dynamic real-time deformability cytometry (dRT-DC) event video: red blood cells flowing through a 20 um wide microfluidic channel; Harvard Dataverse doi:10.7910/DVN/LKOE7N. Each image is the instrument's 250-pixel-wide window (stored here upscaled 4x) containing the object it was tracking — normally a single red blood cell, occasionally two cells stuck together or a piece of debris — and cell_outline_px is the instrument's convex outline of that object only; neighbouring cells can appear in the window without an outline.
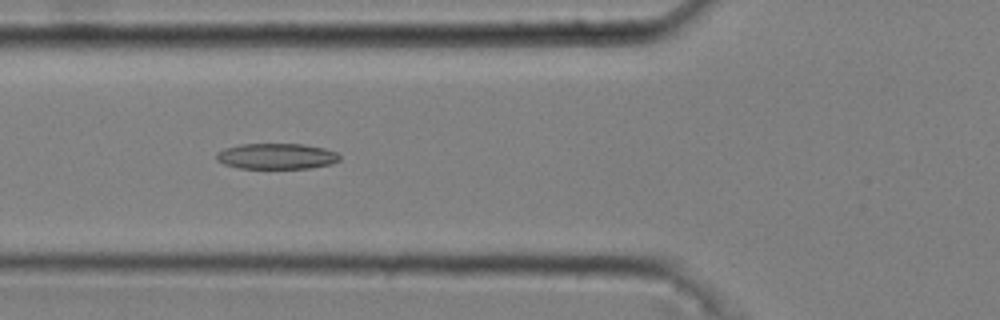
{"species": "common noctule bat (a hibernating species)", "species_latin": "Nyctalus noctula", "temperature_condition": "cold", "stored_images_in_passage": 51, "camera_frame_rate_fps": 3000, "um_per_image_px": 0.085, "animal": {"sex": "male", "body_mass_g": 20.4}, "frame": {"image": 1, "passage_image": 19, "time_ms": 6.0, "image_size_px": [1000, 320], "cell_outline_px": [[340, 160], [332, 164], [308, 168], [240, 168], [224, 164], [216, 160], [216, 152], [224, 148], [240, 144], [304, 144], [324, 148], [336, 152], [340, 156]], "centroid_in_image_um": [23.5, 13.27], "position_along_channel_um": 102.3, "area_um2": 18.55}}
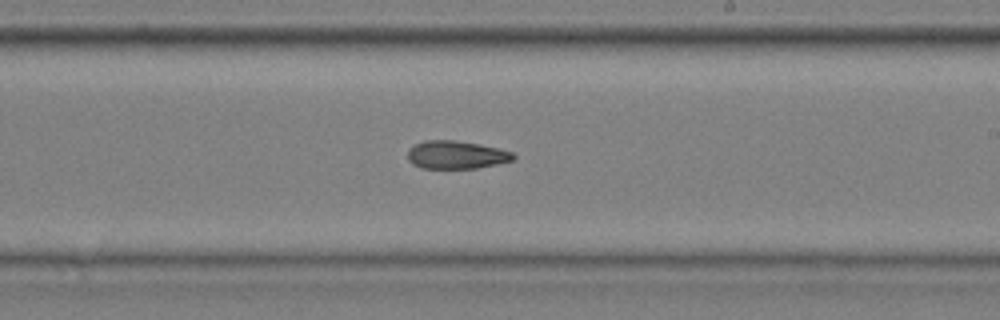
{"frame": {"image": 2, "passage_image": 31, "time_ms": 10.0, "image_size_px": [1000, 320], "cell_outline_px": [[516, 156], [512, 160], [496, 164], [476, 168], [420, 168], [412, 164], [408, 160], [408, 148], [424, 140], [456, 140], [480, 144], [512, 152]], "centroid_in_image_um": [38.74, 13.16], "position_along_channel_um": 250.3, "area_um2": 17.22}}
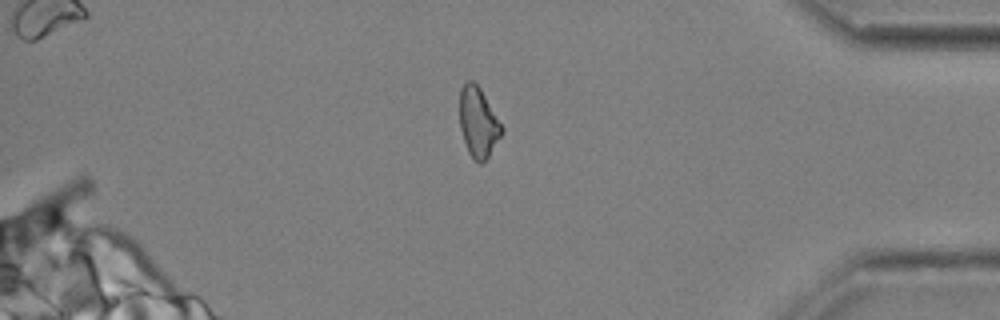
{"frame": {"image": 3, "passage_image": 45, "time_ms": 14.667, "image_size_px": [1000, 320], "cell_outline_px": [[504, 132], [488, 156], [480, 164], [468, 152], [460, 128], [460, 88], [468, 80], [472, 80], [480, 88], [504, 128]], "centroid_in_image_um": [40.66, 10.38], "position_along_channel_um": 394.5, "area_um2": 16.94}, "authors_computed_cell_mechanics": {"area_um2": 17.8602, "velocity_mm_per_s": 3.6957, "shape_relaxation_time_tau1_ms": null, "shape_relaxation_time_tau2_ms": 5.8506, "deformation_change_tau1": null, "deformation_change_tau2": 0.1452}}